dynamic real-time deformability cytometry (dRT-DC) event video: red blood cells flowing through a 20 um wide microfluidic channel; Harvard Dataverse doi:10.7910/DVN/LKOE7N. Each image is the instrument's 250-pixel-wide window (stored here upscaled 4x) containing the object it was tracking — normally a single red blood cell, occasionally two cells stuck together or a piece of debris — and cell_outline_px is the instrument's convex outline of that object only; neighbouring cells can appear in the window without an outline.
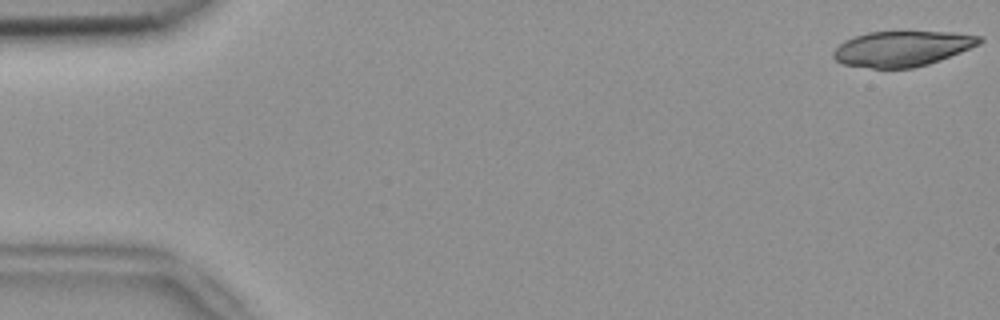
{"species": "common noctule bat (a hibernating species)", "species_latin": "Nyctalus noctula", "temperature_condition": "room temperature", "stored_images_in_passage": 52, "camera_frame_rate_fps": 3000, "um_per_image_px": 0.085, "animal": {"sex": "female", "body_mass_g": 18.4}, "frame": {"image": 1, "passage_image": 1, "time_ms": 0.0, "image_size_px": [1000, 320], "cell_outline_px": [[984, 40], [980, 44], [940, 60], [928, 64], [912, 68], [872, 68], [844, 64], [836, 60], [832, 56], [832, 52], [844, 40], [868, 32], [952, 32], [984, 36]], "centroid_in_image_um": [76.71, 4.13], "position_along_channel_um": 8.3, "area_um2": 30.0}}
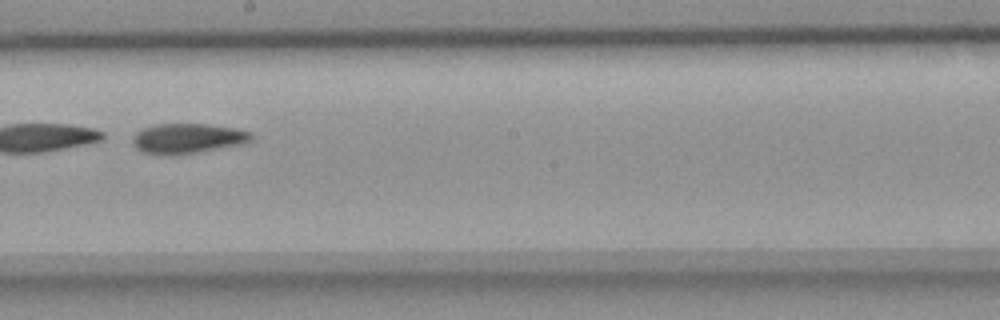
{"frame": {"image": 2, "passage_image": 30, "time_ms": 9.667, "image_size_px": [1000, 320], "cell_outline_px": [[252, 140], [244, 144], [172, 156], [168, 156], [144, 152], [136, 148], [132, 144], [132, 136], [136, 132], [144, 128], [156, 124], [208, 124], [236, 128], [252, 132]], "centroid_in_image_um": [15.95, 11.77], "position_along_channel_um": 232.3, "area_um2": 20.92}}